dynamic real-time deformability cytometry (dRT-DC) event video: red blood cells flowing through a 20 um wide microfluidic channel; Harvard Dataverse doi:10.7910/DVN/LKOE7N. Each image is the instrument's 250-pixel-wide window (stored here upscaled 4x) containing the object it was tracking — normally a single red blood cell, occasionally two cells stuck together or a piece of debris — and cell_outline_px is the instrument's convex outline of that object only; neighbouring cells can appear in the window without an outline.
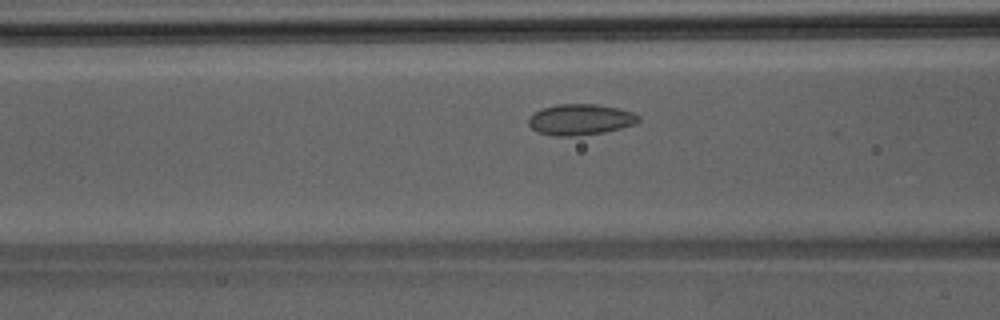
{"species": "Egyptian fruit bat (a non-hibernating species)", "species_latin": "Rousettus aegyptiacus", "temperature_condition": "room temperature", "stored_images_in_passage": 18, "camera_frame_rate_fps": 3000, "um_per_image_px": 0.085, "animal": {"sex": "male"}, "frame": {"image": 1, "passage_image": 12, "time_ms": 3.667, "image_size_px": [1000, 320], "cell_outline_px": [[640, 120], [636, 124], [604, 132], [580, 136], [552, 136], [536, 132], [528, 124], [528, 120], [540, 108], [556, 104], [596, 104], [620, 108], [632, 112], [640, 116]], "centroid_in_image_um": [49.33, 10.16], "position_along_channel_um": 117.3, "area_um2": 20.06}}